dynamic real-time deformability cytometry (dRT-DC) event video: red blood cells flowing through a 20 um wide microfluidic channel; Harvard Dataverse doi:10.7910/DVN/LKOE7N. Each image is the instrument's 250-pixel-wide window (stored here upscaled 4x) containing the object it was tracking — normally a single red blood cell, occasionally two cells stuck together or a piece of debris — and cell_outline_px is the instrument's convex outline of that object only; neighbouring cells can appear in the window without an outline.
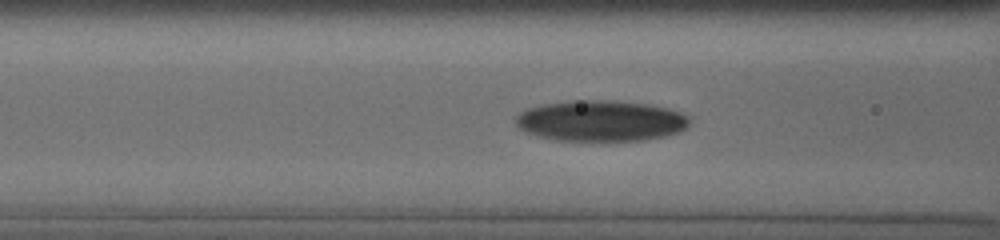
{"species": "human", "species_latin": "Homo sapiens", "temperature_condition": "cold", "stored_images_in_passage": 28, "camera_frame_rate_fps": 3000, "um_per_image_px": 0.085, "donor": {"sex": "male"}, "frame": {"image": 1, "passage_image": 13, "time_ms": 1.667, "image_size_px": [1000, 240], "cell_outline_px": [[692, 116], [688, 124], [680, 132], [668, 136], [644, 140], [604, 144], [552, 140], [528, 132], [520, 128], [516, 124], [516, 116], [520, 112], [528, 108], [544, 104], [572, 100], [612, 100], [648, 104], [668, 108]], "centroid_in_image_um": [51.11, 10.32], "position_along_channel_um": 115.5, "area_um2": 42.83}}
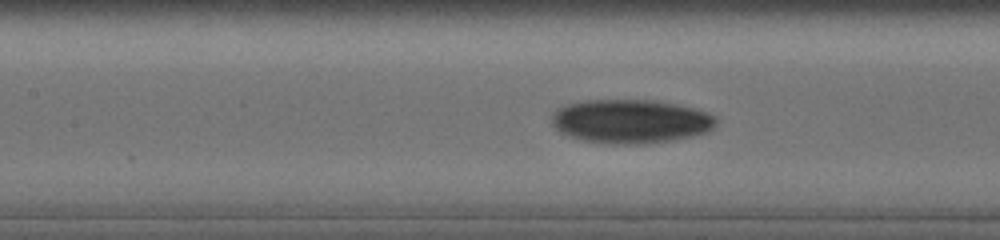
{"frame": {"image": 2, "passage_image": 20, "time_ms": 2.667, "image_size_px": [1000, 240], "cell_outline_px": [[716, 124], [708, 132], [692, 136], [672, 140], [648, 144], [612, 144], [584, 140], [560, 132], [552, 124], [552, 112], [556, 108], [568, 104], [584, 100], [656, 100], [676, 104], [692, 108], [704, 112], [712, 116], [716, 120]], "centroid_in_image_um": [53.58, 10.31], "position_along_channel_um": 153.8, "area_um2": 41.91}}
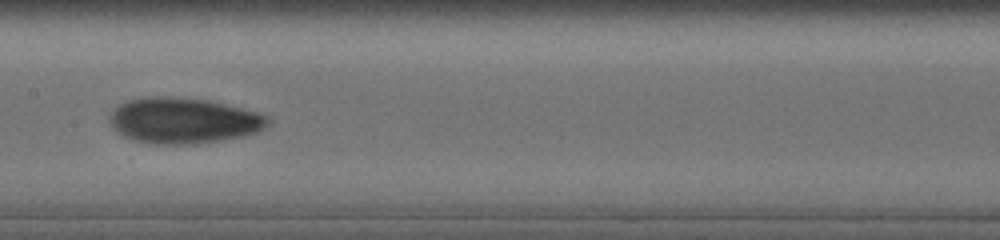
{"frame": {"image": 3, "passage_image": 27, "time_ms": 3.667, "image_size_px": [1000, 240], "cell_outline_px": [[272, 120], [260, 132], [244, 136], [196, 144], [156, 144], [132, 140], [124, 136], [112, 128], [108, 120], [108, 116], [112, 108], [128, 100], [144, 96], [168, 96], [212, 100], [256, 112], [268, 116]], "centroid_in_image_um": [15.57, 10.24], "position_along_channel_um": 191.8, "area_um2": 42.83}}